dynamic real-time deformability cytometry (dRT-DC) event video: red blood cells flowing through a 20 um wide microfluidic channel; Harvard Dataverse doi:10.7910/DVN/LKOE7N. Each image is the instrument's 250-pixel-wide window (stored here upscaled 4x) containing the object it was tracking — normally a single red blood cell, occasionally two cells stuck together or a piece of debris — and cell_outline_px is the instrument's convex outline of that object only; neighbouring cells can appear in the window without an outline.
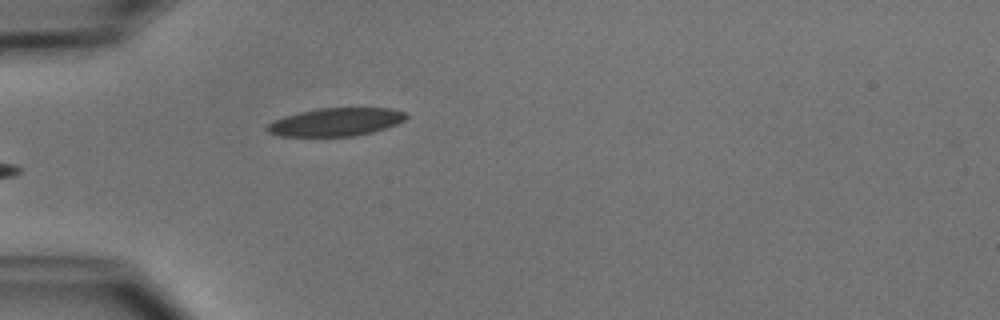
{"species": "common noctule bat (a hibernating species)", "species_latin": "Nyctalus noctula", "temperature_condition": "cold", "stored_images_in_passage": 27, "camera_frame_rate_fps": 3000, "um_per_image_px": 0.085, "animal": {"sex": "male", "body_mass_g": 15.6}, "frame": {"image": 1, "passage_image": 1, "time_ms": 0.0, "image_size_px": [1000, 320], "cell_outline_px": [[408, 116], [404, 120], [396, 124], [372, 132], [356, 136], [280, 136], [268, 132], [264, 128], [272, 120], [284, 116], [316, 108], [388, 108], [404, 112]], "centroid_in_image_um": [28.5, 10.37], "position_along_channel_um": 56.5, "area_um2": 22.72}}
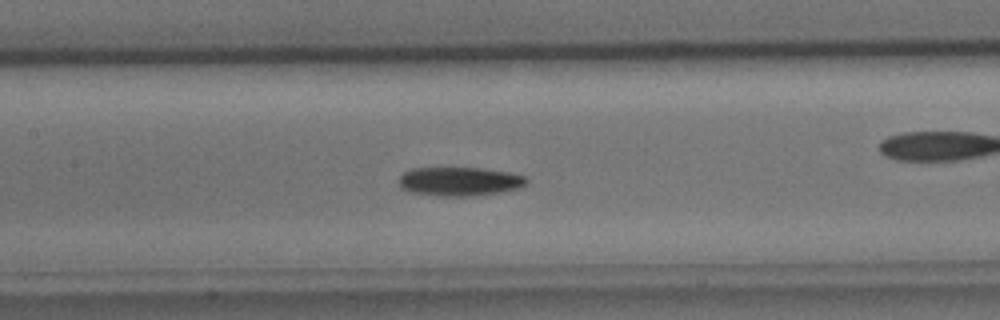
{"frame": {"image": 2, "passage_image": 7, "time_ms": 2.0, "image_size_px": [1000, 320], "cell_outline_px": [[528, 180], [520, 188], [500, 192], [472, 196], [440, 196], [408, 192], [400, 188], [400, 176], [404, 172], [412, 168], [480, 168], [508, 172], [524, 176]], "centroid_in_image_um": [39.03, 15.43], "position_along_channel_um": 168.4, "area_um2": 21.44}}
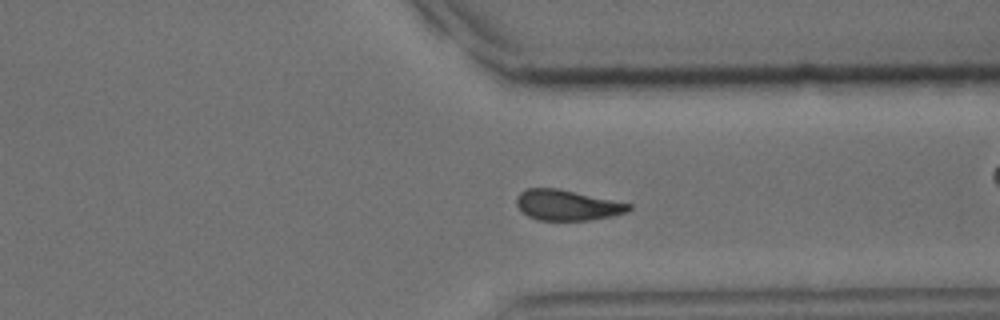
{"frame": {"image": 3, "passage_image": 22, "time_ms": 7.0, "image_size_px": [1000, 320], "cell_outline_px": [[632, 208], [628, 212], [612, 216], [588, 220], [540, 220], [528, 216], [516, 204], [516, 196], [520, 192], [528, 188], [556, 188], [632, 204]], "centroid_in_image_um": [48.22, 17.43], "position_along_channel_um": 363.2, "area_um2": 19.77}, "authors_computed_cell_mechanics": {"area_um2": 21.3282, "velocity_mm_per_s": 3.8958, "shape_relaxation_time_tau1_ms": 3.0508, "shape_relaxation_time_tau2_ms": null, "deformation_change_tau1": 0.091, "deformation_change_tau2": null}}